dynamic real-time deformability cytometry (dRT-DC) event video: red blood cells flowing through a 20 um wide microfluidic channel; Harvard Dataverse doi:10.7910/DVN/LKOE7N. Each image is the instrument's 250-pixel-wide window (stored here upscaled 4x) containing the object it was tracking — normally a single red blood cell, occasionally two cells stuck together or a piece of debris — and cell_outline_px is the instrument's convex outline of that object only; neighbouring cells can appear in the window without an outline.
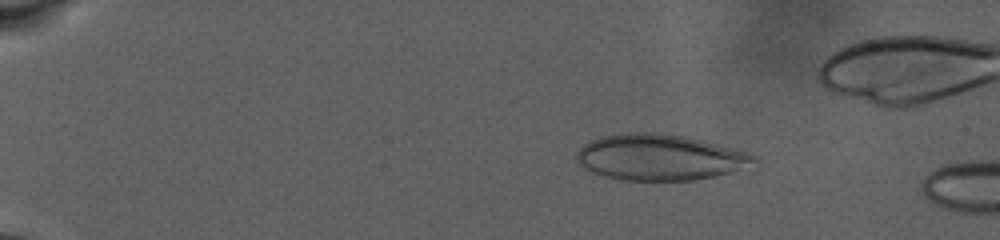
{"species": "human", "species_latin": "Homo sapiens", "temperature_condition": "warm", "stored_images_in_passage": 11, "camera_frame_rate_fps": 3000, "um_per_image_px": 0.085, "donor": {"sex": "male"}, "frame": {"image": 1, "passage_image": 1, "time_ms": 0.0, "image_size_px": [1000, 240], "cell_outline_px": [[756, 172], [692, 180], [620, 180], [604, 176], [592, 172], [584, 168], [576, 160], [576, 152], [584, 144], [592, 140], [604, 136], [632, 132], [652, 132], [684, 136], [748, 152], [756, 156]], "centroid_in_image_um": [56.26, 13.41], "position_along_channel_um": 28.7, "area_um2": 48.61}}